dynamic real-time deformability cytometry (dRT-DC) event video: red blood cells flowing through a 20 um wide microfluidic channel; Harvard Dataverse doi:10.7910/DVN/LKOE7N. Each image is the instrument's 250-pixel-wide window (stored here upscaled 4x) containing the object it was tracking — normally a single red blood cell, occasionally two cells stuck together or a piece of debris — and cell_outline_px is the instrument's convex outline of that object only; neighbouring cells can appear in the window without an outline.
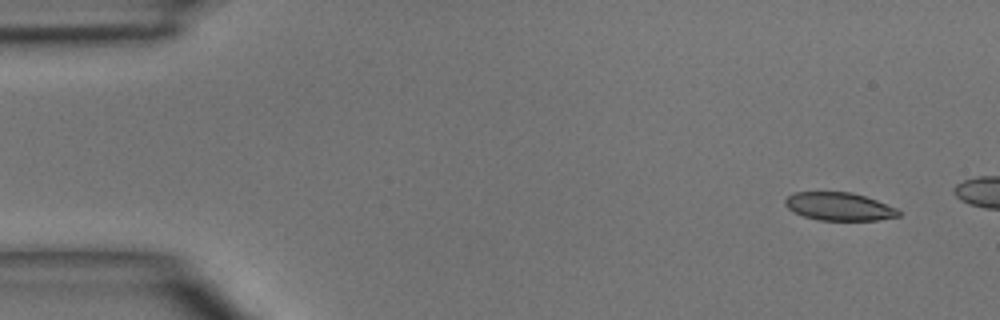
{"species": "common noctule bat (a hibernating species)", "species_latin": "Nyctalus noctula", "temperature_condition": "room temperature", "stored_images_in_passage": 3, "camera_frame_rate_fps": 3000, "um_per_image_px": 0.085, "animal": {"sex": "male", "body_mass_g": 15.6}, "frame": {"image": 1, "passage_image": 1, "time_ms": 0.0, "image_size_px": [1000, 320], "cell_outline_px": [[900, 216], [876, 220], [820, 220], [804, 216], [792, 212], [784, 204], [784, 200], [792, 192], [852, 192], [876, 200], [896, 208], [900, 212]], "centroid_in_image_um": [71.29, 17.55], "position_along_channel_um": 13.7, "area_um2": 18.5}}